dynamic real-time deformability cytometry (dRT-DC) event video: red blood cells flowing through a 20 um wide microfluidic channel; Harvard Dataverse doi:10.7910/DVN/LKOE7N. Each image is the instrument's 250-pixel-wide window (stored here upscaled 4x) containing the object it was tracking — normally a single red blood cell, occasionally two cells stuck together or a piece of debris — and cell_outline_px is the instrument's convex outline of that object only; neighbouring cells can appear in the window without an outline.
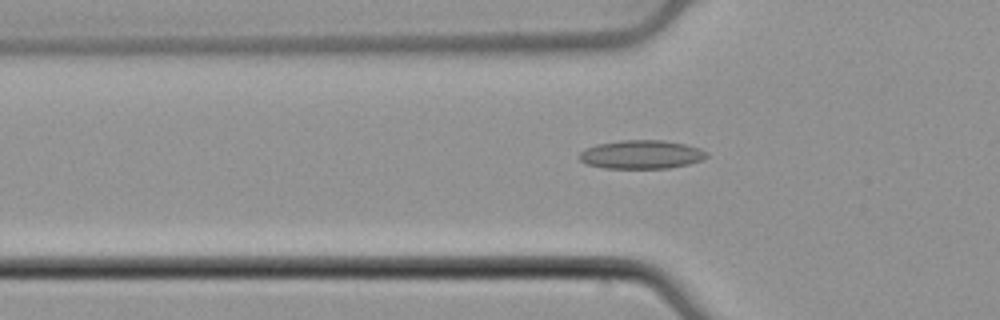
{"species": "common noctule bat (a hibernating species)", "species_latin": "Nyctalus noctula", "temperature_condition": "cold", "stored_images_in_passage": 36, "camera_frame_rate_fps": 3000, "um_per_image_px": 0.085, "animal": {"sex": "male", "body_mass_g": 21.5, "forearm_length_mm": 52.0}, "frame": {"image": 1, "passage_image": 5, "time_ms": 1.333, "image_size_px": [1000, 320], "cell_outline_px": [[708, 156], [700, 160], [688, 164], [668, 168], [604, 168], [588, 164], [580, 160], [580, 152], [584, 148], [596, 144], [620, 140], [664, 140], [684, 144], [700, 148], [708, 152]], "centroid_in_image_um": [54.51, 13.12], "position_along_channel_um": 71.3, "area_um2": 21.21}}
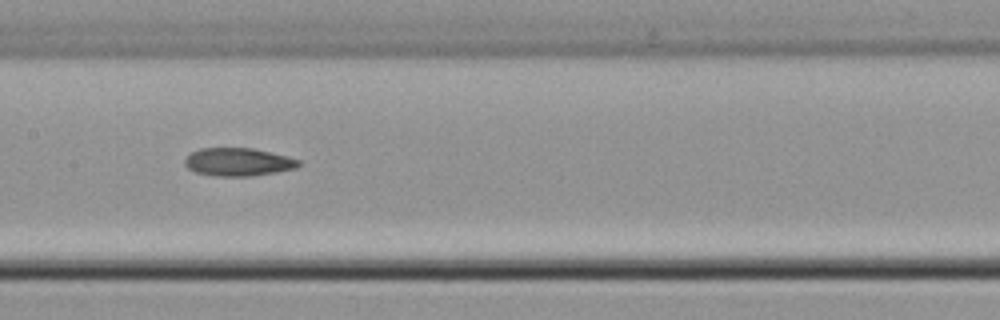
{"frame": {"image": 2, "passage_image": 14, "time_ms": 4.333, "image_size_px": [1000, 320], "cell_outline_px": [[304, 164], [296, 168], [276, 172], [252, 176], [216, 176], [196, 172], [188, 168], [184, 164], [184, 160], [192, 152], [200, 148], [252, 148], [288, 156], [300, 160]], "centroid_in_image_um": [20.29, 13.77], "position_along_channel_um": 187.1, "area_um2": 18.67}}
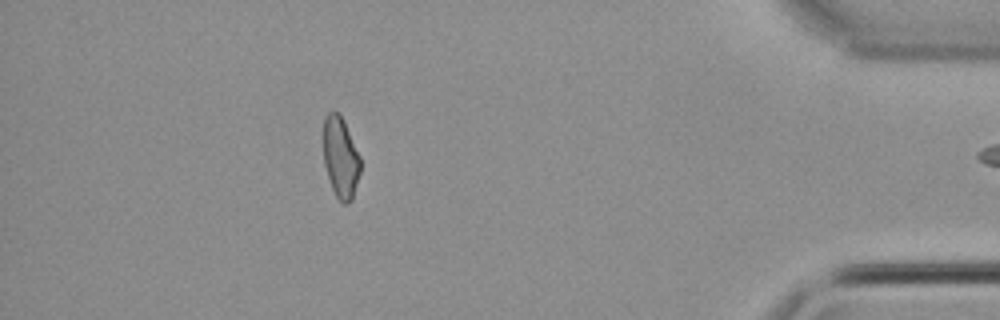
{"frame": {"image": 3, "passage_image": 35, "time_ms": 11.333, "image_size_px": [1000, 320], "cell_outline_px": [[360, 172], [352, 200], [344, 204], [340, 204], [332, 188], [324, 164], [324, 116], [332, 108], [340, 112], [344, 120], [360, 156]], "centroid_in_image_um": [28.95, 13.34], "position_along_channel_um": 406.3, "area_um2": 17.69}}